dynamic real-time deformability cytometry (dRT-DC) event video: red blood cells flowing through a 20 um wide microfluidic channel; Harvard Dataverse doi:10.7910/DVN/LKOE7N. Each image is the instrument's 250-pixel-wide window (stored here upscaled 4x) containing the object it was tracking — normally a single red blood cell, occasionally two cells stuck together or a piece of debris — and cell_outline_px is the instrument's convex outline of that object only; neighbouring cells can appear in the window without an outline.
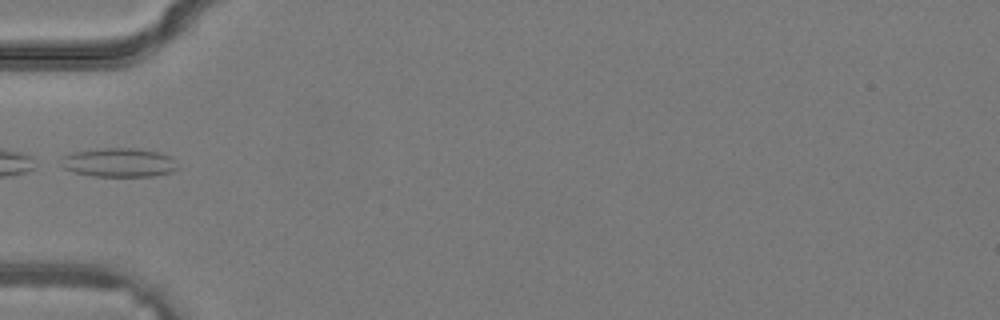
{"species": "common noctule bat (a hibernating species)", "species_latin": "Nyctalus noctula", "temperature_condition": "warm", "stored_images_in_passage": 23, "camera_frame_rate_fps": 3000, "um_per_image_px": 0.085, "animal": {"sex": "male", "body_mass_g": 19.2, "forearm_length_mm": 51.8}, "frame": {"image": 1, "passage_image": 1, "time_ms": 0.0, "image_size_px": [1000, 320], "cell_outline_px": [[176, 168], [172, 172], [152, 176], [92, 176], [76, 172], [64, 168], [64, 156], [76, 152], [100, 148], [132, 148], [160, 152], [168, 156], [172, 160]], "centroid_in_image_um": [10.13, 13.81], "position_along_channel_um": 74.9, "area_um2": 19.07}}
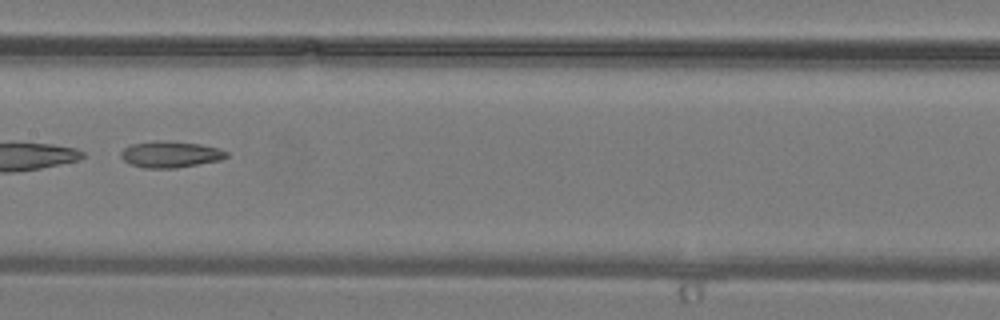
{"frame": {"image": 2, "passage_image": 7, "time_ms": 2.0, "image_size_px": [1000, 320], "cell_outline_px": [[228, 156], [220, 160], [176, 168], [144, 168], [132, 164], [124, 160], [120, 156], [120, 152], [124, 148], [132, 144], [156, 140], [168, 140], [200, 144], [216, 148], [228, 152]], "centroid_in_image_um": [14.47, 13.11], "position_along_channel_um": 192.9, "area_um2": 16.18}}